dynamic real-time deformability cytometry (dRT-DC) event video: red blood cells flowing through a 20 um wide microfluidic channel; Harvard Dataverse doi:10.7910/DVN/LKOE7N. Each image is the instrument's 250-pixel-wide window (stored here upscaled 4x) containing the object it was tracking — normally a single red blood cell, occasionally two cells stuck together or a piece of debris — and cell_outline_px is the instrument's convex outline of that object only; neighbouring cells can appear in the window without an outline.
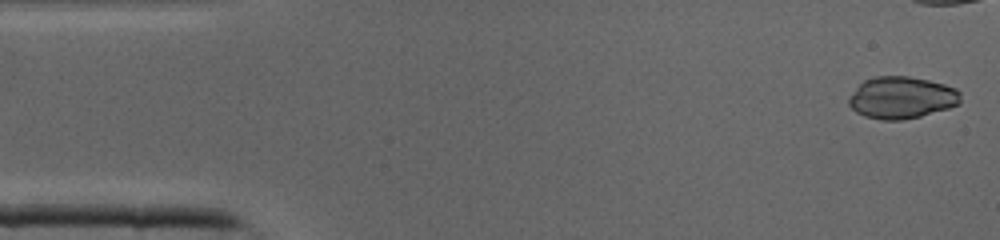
{"species": "common noctule bat (a hibernating species)", "species_latin": "Nyctalus noctula", "temperature_condition": "cold", "stored_images_in_passage": 31, "camera_frame_rate_fps": 3000, "um_per_image_px": 0.085, "animal": {"sex": "male", "body_mass_g": 19.0, "forearm_length_mm": 50.8}, "frame": {"image": 1, "passage_image": 1, "time_ms": 0.0, "image_size_px": [1000, 240], "cell_outline_px": [[960, 104], [948, 108], [920, 116], [904, 120], [884, 120], [864, 116], [856, 112], [848, 104], [848, 100], [856, 88], [864, 80], [876, 76], [908, 76], [928, 80], [944, 84], [956, 88], [960, 92]], "centroid_in_image_um": [76.64, 8.3], "position_along_channel_um": 8.4, "area_um2": 27.28}}
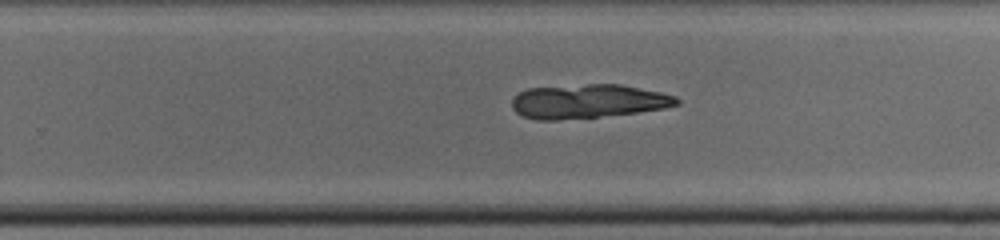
{"frame": {"image": 2, "passage_image": 25, "time_ms": 8.0, "image_size_px": [1000, 240], "cell_outline_px": [[680, 104], [664, 108], [636, 112], [556, 120], [536, 120], [520, 116], [512, 108], [512, 100], [520, 92], [528, 88], [588, 84], [620, 84], [660, 92], [676, 96], [680, 100]], "centroid_in_image_um": [49.97, 8.61], "position_along_channel_um": 279.8, "area_um2": 32.43}}
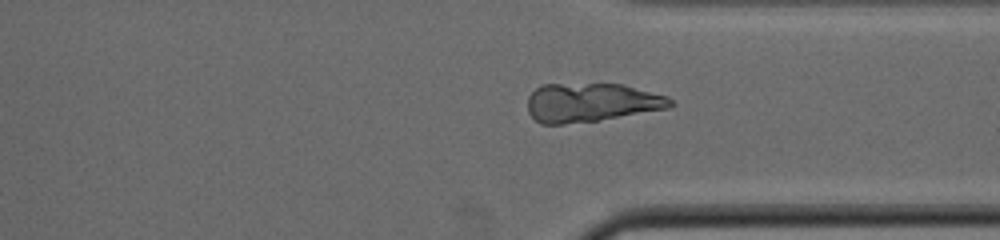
{"frame": {"image": 3, "passage_image": 30, "time_ms": 9.667, "image_size_px": [1000, 240], "cell_outline_px": [[676, 104], [672, 108], [596, 120], [564, 124], [540, 124], [528, 112], [528, 96], [540, 84], [620, 84], [668, 96]], "centroid_in_image_um": [50.26, 8.71], "position_along_channel_um": 361.1, "area_um2": 32.25}}